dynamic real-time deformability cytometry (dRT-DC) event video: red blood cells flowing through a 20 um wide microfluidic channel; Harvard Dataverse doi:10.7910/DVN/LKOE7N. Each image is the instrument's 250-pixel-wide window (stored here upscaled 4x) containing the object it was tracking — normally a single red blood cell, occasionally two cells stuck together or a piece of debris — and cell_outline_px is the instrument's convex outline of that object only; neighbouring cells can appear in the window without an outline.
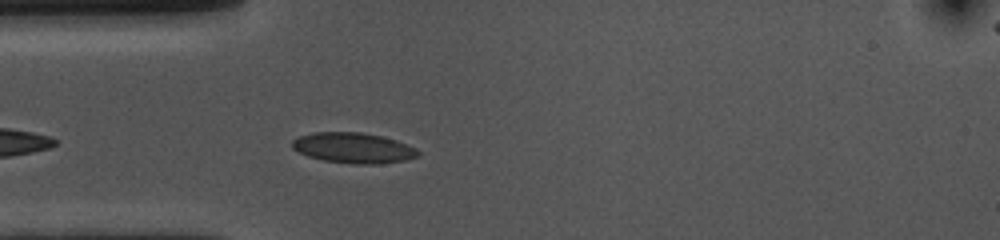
{"species": "common noctule bat (a hibernating species)", "species_latin": "Nyctalus noctula", "temperature_condition": "cold", "stored_images_in_passage": 28, "camera_frame_rate_fps": 3000, "um_per_image_px": 0.085, "animal": {"sex": "female", "body_mass_g": 10.0, "forearm_length_mm": 53.1}, "frame": {"image": 1, "passage_image": 4, "time_ms": 1.0, "image_size_px": [1000, 240], "cell_outline_px": [[420, 156], [404, 160], [376, 164], [352, 164], [324, 160], [308, 156], [292, 148], [292, 140], [300, 136], [312, 132], [360, 132], [380, 136], [396, 140], [416, 148], [420, 152]], "centroid_in_image_um": [30.04, 12.57], "position_along_channel_um": 55.0, "area_um2": 22.25}}
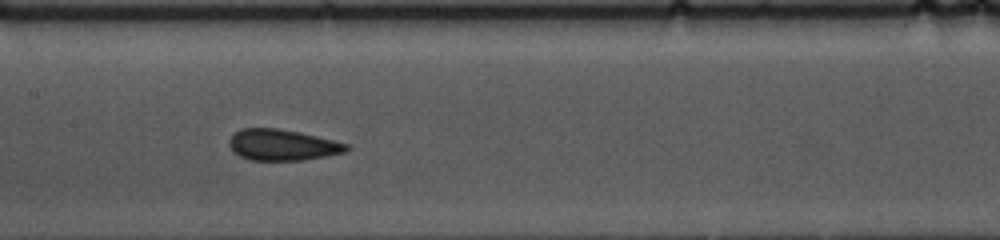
{"frame": {"image": 2, "passage_image": 15, "time_ms": 4.667, "image_size_px": [1000, 240], "cell_outline_px": [[348, 148], [344, 152], [328, 156], [304, 160], [248, 160], [232, 152], [228, 144], [228, 140], [240, 128], [276, 128], [300, 132], [348, 144]], "centroid_in_image_um": [23.95, 12.32], "position_along_channel_um": 183.4, "area_um2": 21.27}}
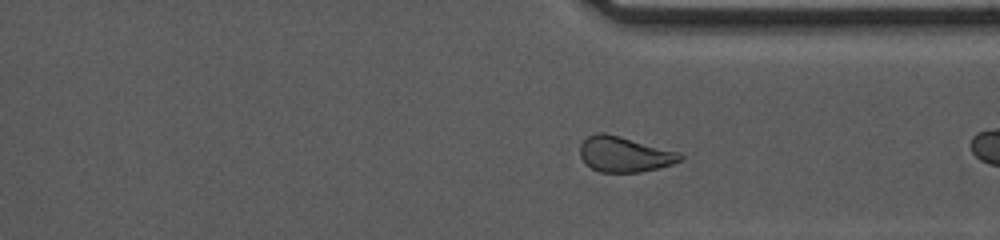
{"frame": {"image": 3, "passage_image": 27, "time_ms": 8.667, "image_size_px": [1000, 240], "cell_outline_px": [[684, 160], [660, 168], [640, 172], [600, 172], [592, 168], [580, 156], [580, 144], [588, 136], [596, 132], [604, 132], [620, 136], [680, 152], [684, 156]], "centroid_in_image_um": [53.11, 13.11], "position_along_channel_um": 358.3, "area_um2": 20.75}}